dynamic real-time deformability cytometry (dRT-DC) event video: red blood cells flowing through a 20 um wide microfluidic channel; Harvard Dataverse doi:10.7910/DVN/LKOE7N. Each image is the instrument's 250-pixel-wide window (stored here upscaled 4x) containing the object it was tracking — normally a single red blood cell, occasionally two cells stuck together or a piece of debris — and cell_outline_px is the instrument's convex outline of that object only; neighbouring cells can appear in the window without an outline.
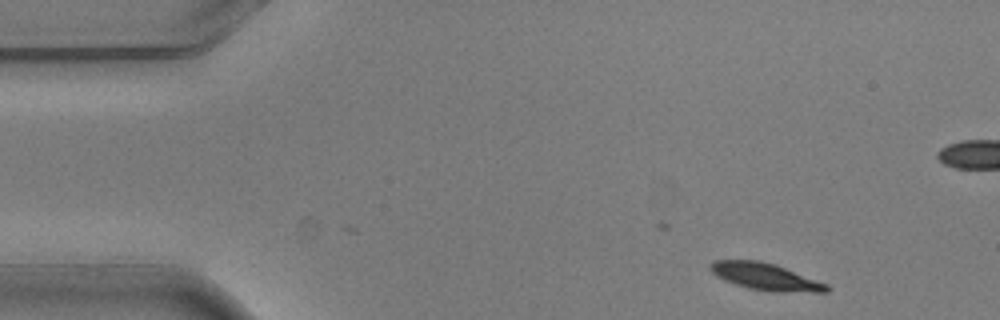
{"species": "common noctule bat (a hibernating species)", "species_latin": "Nyctalus noctula", "temperature_condition": "warm", "stored_images_in_passage": 5, "camera_frame_rate_fps": 3000, "um_per_image_px": 0.085, "animal": {"sex": "male", "body_mass_g": 20.5, "forearm_length_mm": 52.5}, "frame": {"image": 1, "passage_image": 1, "time_ms": 0.0, "image_size_px": [1000, 320], "cell_outline_px": [[832, 288], [828, 292], [772, 292], [748, 288], [724, 280], [716, 276], [708, 268], [708, 264], [712, 260], [760, 260], [776, 264], [828, 284]], "centroid_in_image_um": [65.07, 23.51], "position_along_channel_um": 19.9, "area_um2": 18.61}}